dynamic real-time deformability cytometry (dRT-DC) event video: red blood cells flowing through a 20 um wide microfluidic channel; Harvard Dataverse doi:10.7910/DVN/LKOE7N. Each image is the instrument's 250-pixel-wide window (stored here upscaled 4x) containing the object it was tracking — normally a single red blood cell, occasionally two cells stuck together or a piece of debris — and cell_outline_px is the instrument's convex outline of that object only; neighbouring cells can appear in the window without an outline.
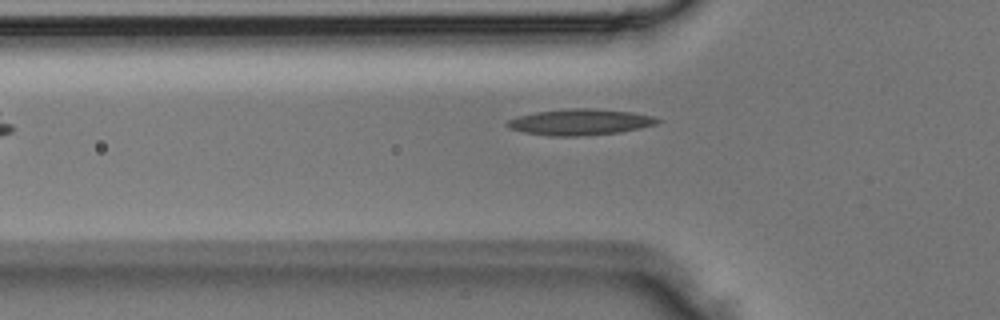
{"species": "Egyptian fruit bat (a non-hibernating species)", "species_latin": "Rousettus aegyptiacus", "temperature_condition": "room temperature", "stored_images_in_passage": 4, "camera_frame_rate_fps": 3000, "um_per_image_px": 0.085, "animal": {"sex": "male"}, "frame": {"image": 1, "passage_image": 4, "time_ms": 1.0, "image_size_px": [1000, 320], "cell_outline_px": [[664, 120], [656, 124], [640, 128], [620, 132], [576, 136], [548, 136], [524, 132], [508, 128], [504, 124], [508, 120], [520, 116], [536, 112], [568, 108], [592, 108], [632, 112], [652, 116]], "centroid_in_image_um": [49.31, 10.37], "position_along_channel_um": 76.5, "area_um2": 22.83}}